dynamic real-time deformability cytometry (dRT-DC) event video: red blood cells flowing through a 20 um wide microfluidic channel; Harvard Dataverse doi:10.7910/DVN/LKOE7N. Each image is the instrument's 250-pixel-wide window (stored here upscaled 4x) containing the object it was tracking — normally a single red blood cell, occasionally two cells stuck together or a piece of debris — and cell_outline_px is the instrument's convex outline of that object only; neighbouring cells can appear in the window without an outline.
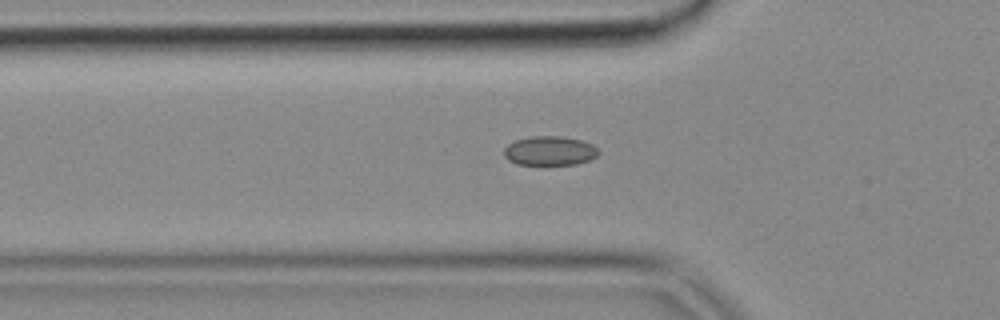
{"species": "common noctule bat (a hibernating species)", "species_latin": "Nyctalus noctula", "temperature_condition": "cold", "stored_images_in_passage": 4, "camera_frame_rate_fps": 3000, "um_per_image_px": 0.085, "animal": {"sex": "female", "body_mass_g": 18.4}, "frame": {"image": 1, "passage_image": 3, "time_ms": 0.667, "image_size_px": [1000, 320], "cell_outline_px": [[600, 152], [596, 156], [588, 160], [576, 164], [516, 164], [508, 160], [504, 156], [504, 148], [508, 144], [516, 140], [532, 136], [560, 136], [580, 140], [592, 144]], "centroid_in_image_um": [46.7, 12.81], "position_along_channel_um": 79.1, "area_um2": 15.95}}